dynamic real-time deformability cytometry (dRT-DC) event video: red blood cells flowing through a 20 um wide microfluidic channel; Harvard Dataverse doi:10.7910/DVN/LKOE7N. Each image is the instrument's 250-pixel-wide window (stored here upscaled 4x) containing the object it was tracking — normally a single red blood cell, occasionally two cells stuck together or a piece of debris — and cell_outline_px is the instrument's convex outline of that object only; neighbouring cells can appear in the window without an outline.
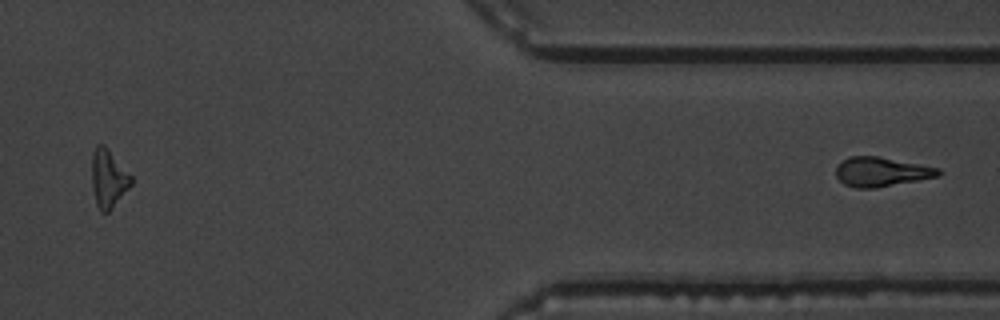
{"species": "common noctule bat (a hibernating species)", "species_latin": "Nyctalus noctula", "temperature_condition": "warm", "stored_images_in_passage": 13, "segment_of_instrument_passage": [2, 2], "camera_frame_rate_fps": 3000, "um_per_image_px": 0.085, "animal": {"sex": "male", "body_mass_g": 19.5, "forearm_length_mm": 54.6}, "frame": {"image": 1, "passage_image": 13, "time_ms": 4.0, "image_size_px": [1000, 320], "cell_outline_px": [[940, 176], [876, 188], [856, 188], [844, 184], [836, 176], [836, 164], [848, 156], [876, 156], [940, 168]], "centroid_in_image_um": [74.88, 14.6], "position_along_channel_um": 336.5, "area_um2": 17.51}}